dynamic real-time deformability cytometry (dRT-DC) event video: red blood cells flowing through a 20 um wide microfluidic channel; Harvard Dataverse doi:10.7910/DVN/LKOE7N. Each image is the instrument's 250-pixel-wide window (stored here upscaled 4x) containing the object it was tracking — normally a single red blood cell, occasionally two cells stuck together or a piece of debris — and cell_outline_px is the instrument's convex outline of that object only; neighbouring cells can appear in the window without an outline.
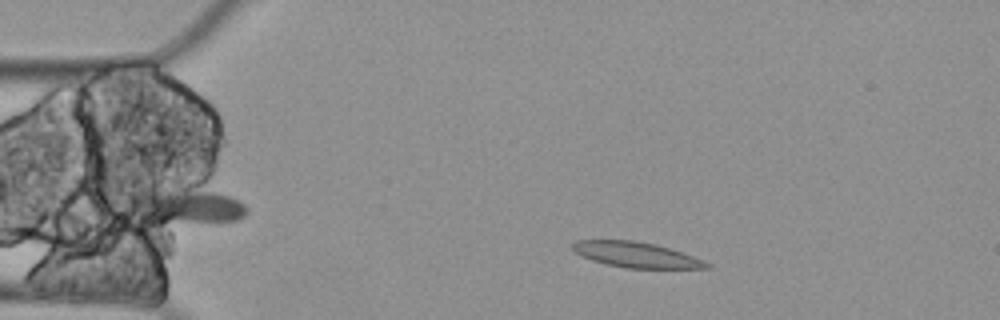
{"species": "Egyptian fruit bat (a non-hibernating species)", "species_latin": "Rousettus aegyptiacus", "temperature_condition": "cold", "stored_images_in_passage": 4, "camera_frame_rate_fps": 3000, "um_per_image_px": 0.085, "animal": {"sex": "female"}, "frame": {"image": 1, "passage_image": 2, "time_ms": 0.333, "image_size_px": [1000, 320], "cell_outline_px": [[712, 268], [624, 268], [592, 260], [580, 256], [572, 248], [572, 244], [576, 240], [632, 240], [656, 244], [704, 260], [712, 264]], "centroid_in_image_um": [54.07, 21.65], "position_along_channel_um": 30.9, "area_um2": 19.77}}